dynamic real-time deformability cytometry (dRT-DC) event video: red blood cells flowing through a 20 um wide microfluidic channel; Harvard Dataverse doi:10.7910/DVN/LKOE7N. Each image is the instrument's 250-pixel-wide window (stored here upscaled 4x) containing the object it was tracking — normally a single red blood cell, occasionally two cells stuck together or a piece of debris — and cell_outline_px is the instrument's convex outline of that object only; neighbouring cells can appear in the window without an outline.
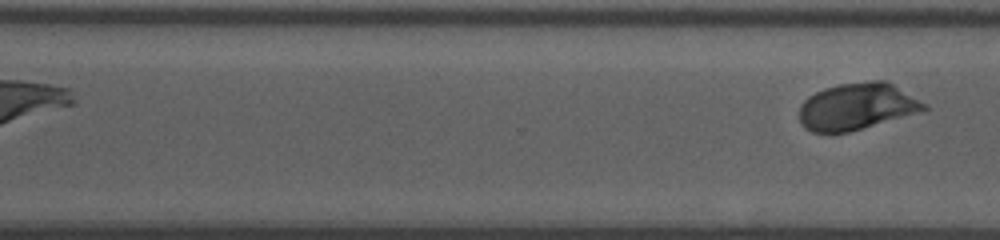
{"species": "human", "species_latin": "Homo sapiens", "temperature_condition": "room temperature", "stored_images_in_passage": 20, "segment_of_instrument_passage": [2, 2], "camera_frame_rate_fps": 3000, "um_per_image_px": 0.085, "donor": {"sex": "male"}, "frame": {"image": 1, "passage_image": 20, "time_ms": 10.0, "image_size_px": [1000, 240], "cell_outline_px": [[932, 108], [928, 112], [848, 132], [812, 132], [804, 128], [800, 120], [800, 104], [808, 96], [824, 88], [840, 84], [868, 80], [888, 80], [928, 104]], "centroid_in_image_um": [72.96, 9.05], "position_along_channel_um": 297.6, "area_um2": 34.97}}